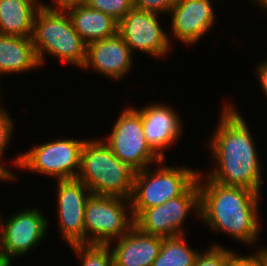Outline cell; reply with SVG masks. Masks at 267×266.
Segmentation results:
<instances>
[{"instance_id": "obj_1", "label": "cell", "mask_w": 267, "mask_h": 266, "mask_svg": "<svg viewBox=\"0 0 267 266\" xmlns=\"http://www.w3.org/2000/svg\"><path fill=\"white\" fill-rule=\"evenodd\" d=\"M232 106H223L219 125L208 143L218 165L206 178L260 193L262 171L257 148L243 116Z\"/></svg>"}, {"instance_id": "obj_2", "label": "cell", "mask_w": 267, "mask_h": 266, "mask_svg": "<svg viewBox=\"0 0 267 266\" xmlns=\"http://www.w3.org/2000/svg\"><path fill=\"white\" fill-rule=\"evenodd\" d=\"M201 177L199 172L200 219L212 231L226 232L242 243H254L260 230L257 220L260 193L244 187L221 185L208 178L203 185Z\"/></svg>"}, {"instance_id": "obj_3", "label": "cell", "mask_w": 267, "mask_h": 266, "mask_svg": "<svg viewBox=\"0 0 267 266\" xmlns=\"http://www.w3.org/2000/svg\"><path fill=\"white\" fill-rule=\"evenodd\" d=\"M32 40L40 66L47 53L63 62L83 68L87 43L75 31L64 8L43 4L35 14Z\"/></svg>"}, {"instance_id": "obj_4", "label": "cell", "mask_w": 267, "mask_h": 266, "mask_svg": "<svg viewBox=\"0 0 267 266\" xmlns=\"http://www.w3.org/2000/svg\"><path fill=\"white\" fill-rule=\"evenodd\" d=\"M135 172L114 155L104 139L85 141L77 179L92 194L130 199Z\"/></svg>"}, {"instance_id": "obj_5", "label": "cell", "mask_w": 267, "mask_h": 266, "mask_svg": "<svg viewBox=\"0 0 267 266\" xmlns=\"http://www.w3.org/2000/svg\"><path fill=\"white\" fill-rule=\"evenodd\" d=\"M164 161L163 159L158 162L159 168L153 172L154 174L148 167L135 172L129 211L133 219L144 209L161 205L180 196L197 179L198 171L185 166L182 168L162 166Z\"/></svg>"}, {"instance_id": "obj_6", "label": "cell", "mask_w": 267, "mask_h": 266, "mask_svg": "<svg viewBox=\"0 0 267 266\" xmlns=\"http://www.w3.org/2000/svg\"><path fill=\"white\" fill-rule=\"evenodd\" d=\"M129 206L127 198L91 194L84 212L85 244L110 245L125 235L134 226L133 217L125 213Z\"/></svg>"}, {"instance_id": "obj_7", "label": "cell", "mask_w": 267, "mask_h": 266, "mask_svg": "<svg viewBox=\"0 0 267 266\" xmlns=\"http://www.w3.org/2000/svg\"><path fill=\"white\" fill-rule=\"evenodd\" d=\"M86 140L57 139L31 148L15 159L17 167L54 176L58 180L76 179Z\"/></svg>"}, {"instance_id": "obj_8", "label": "cell", "mask_w": 267, "mask_h": 266, "mask_svg": "<svg viewBox=\"0 0 267 266\" xmlns=\"http://www.w3.org/2000/svg\"><path fill=\"white\" fill-rule=\"evenodd\" d=\"M105 143L121 162L135 171L149 167L154 161L158 163L163 160L148 144L141 113L132 107L119 115Z\"/></svg>"}, {"instance_id": "obj_9", "label": "cell", "mask_w": 267, "mask_h": 266, "mask_svg": "<svg viewBox=\"0 0 267 266\" xmlns=\"http://www.w3.org/2000/svg\"><path fill=\"white\" fill-rule=\"evenodd\" d=\"M191 209L196 211L198 217L200 216L198 179L180 196L167 200L161 205L144 209L134 219V225L145 234L162 238L177 237L184 235L181 227Z\"/></svg>"}, {"instance_id": "obj_10", "label": "cell", "mask_w": 267, "mask_h": 266, "mask_svg": "<svg viewBox=\"0 0 267 266\" xmlns=\"http://www.w3.org/2000/svg\"><path fill=\"white\" fill-rule=\"evenodd\" d=\"M47 221L37 208L17 212L4 224L0 217V253L11 262L12 257L23 256L44 237L48 227Z\"/></svg>"}, {"instance_id": "obj_11", "label": "cell", "mask_w": 267, "mask_h": 266, "mask_svg": "<svg viewBox=\"0 0 267 266\" xmlns=\"http://www.w3.org/2000/svg\"><path fill=\"white\" fill-rule=\"evenodd\" d=\"M157 13L132 8L118 22V33L132 50H141L149 55L164 56L171 44L168 34L159 25Z\"/></svg>"}, {"instance_id": "obj_12", "label": "cell", "mask_w": 267, "mask_h": 266, "mask_svg": "<svg viewBox=\"0 0 267 266\" xmlns=\"http://www.w3.org/2000/svg\"><path fill=\"white\" fill-rule=\"evenodd\" d=\"M57 185L60 232L69 246L85 244L84 212L86 202L92 193L77 178L58 180Z\"/></svg>"}, {"instance_id": "obj_13", "label": "cell", "mask_w": 267, "mask_h": 266, "mask_svg": "<svg viewBox=\"0 0 267 266\" xmlns=\"http://www.w3.org/2000/svg\"><path fill=\"white\" fill-rule=\"evenodd\" d=\"M211 0H176L170 9L173 35L182 43L194 44L215 22Z\"/></svg>"}, {"instance_id": "obj_14", "label": "cell", "mask_w": 267, "mask_h": 266, "mask_svg": "<svg viewBox=\"0 0 267 266\" xmlns=\"http://www.w3.org/2000/svg\"><path fill=\"white\" fill-rule=\"evenodd\" d=\"M132 52L124 38L117 32L112 37L87 44L83 68L93 67L100 75L121 79L132 67Z\"/></svg>"}, {"instance_id": "obj_15", "label": "cell", "mask_w": 267, "mask_h": 266, "mask_svg": "<svg viewBox=\"0 0 267 266\" xmlns=\"http://www.w3.org/2000/svg\"><path fill=\"white\" fill-rule=\"evenodd\" d=\"M142 116L144 135L151 148L165 159L164 150L175 143L181 135V119L175 110L162 104L137 109Z\"/></svg>"}, {"instance_id": "obj_16", "label": "cell", "mask_w": 267, "mask_h": 266, "mask_svg": "<svg viewBox=\"0 0 267 266\" xmlns=\"http://www.w3.org/2000/svg\"><path fill=\"white\" fill-rule=\"evenodd\" d=\"M112 249L114 266H152L163 238L141 232L135 225Z\"/></svg>"}, {"instance_id": "obj_17", "label": "cell", "mask_w": 267, "mask_h": 266, "mask_svg": "<svg viewBox=\"0 0 267 266\" xmlns=\"http://www.w3.org/2000/svg\"><path fill=\"white\" fill-rule=\"evenodd\" d=\"M64 9L75 31L87 44L112 37L118 32V22L115 19L86 3L69 5Z\"/></svg>"}, {"instance_id": "obj_18", "label": "cell", "mask_w": 267, "mask_h": 266, "mask_svg": "<svg viewBox=\"0 0 267 266\" xmlns=\"http://www.w3.org/2000/svg\"><path fill=\"white\" fill-rule=\"evenodd\" d=\"M37 0H0V34L32 37Z\"/></svg>"}, {"instance_id": "obj_19", "label": "cell", "mask_w": 267, "mask_h": 266, "mask_svg": "<svg viewBox=\"0 0 267 266\" xmlns=\"http://www.w3.org/2000/svg\"><path fill=\"white\" fill-rule=\"evenodd\" d=\"M39 66L32 37L0 34V74L26 72Z\"/></svg>"}, {"instance_id": "obj_20", "label": "cell", "mask_w": 267, "mask_h": 266, "mask_svg": "<svg viewBox=\"0 0 267 266\" xmlns=\"http://www.w3.org/2000/svg\"><path fill=\"white\" fill-rule=\"evenodd\" d=\"M198 252L185 243V236L163 238L152 266H193Z\"/></svg>"}, {"instance_id": "obj_21", "label": "cell", "mask_w": 267, "mask_h": 266, "mask_svg": "<svg viewBox=\"0 0 267 266\" xmlns=\"http://www.w3.org/2000/svg\"><path fill=\"white\" fill-rule=\"evenodd\" d=\"M70 246L82 261V266H114L109 245L73 244Z\"/></svg>"}, {"instance_id": "obj_22", "label": "cell", "mask_w": 267, "mask_h": 266, "mask_svg": "<svg viewBox=\"0 0 267 266\" xmlns=\"http://www.w3.org/2000/svg\"><path fill=\"white\" fill-rule=\"evenodd\" d=\"M88 6L111 16L117 22L133 8L132 0H87Z\"/></svg>"}, {"instance_id": "obj_23", "label": "cell", "mask_w": 267, "mask_h": 266, "mask_svg": "<svg viewBox=\"0 0 267 266\" xmlns=\"http://www.w3.org/2000/svg\"><path fill=\"white\" fill-rule=\"evenodd\" d=\"M233 252L216 244L203 254L198 252L193 266H228Z\"/></svg>"}, {"instance_id": "obj_24", "label": "cell", "mask_w": 267, "mask_h": 266, "mask_svg": "<svg viewBox=\"0 0 267 266\" xmlns=\"http://www.w3.org/2000/svg\"><path fill=\"white\" fill-rule=\"evenodd\" d=\"M175 2L176 0H132L134 8L157 14L170 13Z\"/></svg>"}, {"instance_id": "obj_25", "label": "cell", "mask_w": 267, "mask_h": 266, "mask_svg": "<svg viewBox=\"0 0 267 266\" xmlns=\"http://www.w3.org/2000/svg\"><path fill=\"white\" fill-rule=\"evenodd\" d=\"M234 254L231 257L228 266H267V248L257 250L254 255L238 256Z\"/></svg>"}, {"instance_id": "obj_26", "label": "cell", "mask_w": 267, "mask_h": 266, "mask_svg": "<svg viewBox=\"0 0 267 266\" xmlns=\"http://www.w3.org/2000/svg\"><path fill=\"white\" fill-rule=\"evenodd\" d=\"M9 115L5 110L0 111V159L1 156H4L5 147H7L13 132L14 123Z\"/></svg>"}, {"instance_id": "obj_27", "label": "cell", "mask_w": 267, "mask_h": 266, "mask_svg": "<svg viewBox=\"0 0 267 266\" xmlns=\"http://www.w3.org/2000/svg\"><path fill=\"white\" fill-rule=\"evenodd\" d=\"M257 67L258 68L256 71L258 75L257 77L260 81V86L267 96V61H263V63L261 62V64H259Z\"/></svg>"}, {"instance_id": "obj_28", "label": "cell", "mask_w": 267, "mask_h": 266, "mask_svg": "<svg viewBox=\"0 0 267 266\" xmlns=\"http://www.w3.org/2000/svg\"><path fill=\"white\" fill-rule=\"evenodd\" d=\"M87 0H53L52 2L55 3L54 8H65L69 5L85 3Z\"/></svg>"}, {"instance_id": "obj_29", "label": "cell", "mask_w": 267, "mask_h": 266, "mask_svg": "<svg viewBox=\"0 0 267 266\" xmlns=\"http://www.w3.org/2000/svg\"><path fill=\"white\" fill-rule=\"evenodd\" d=\"M0 161H2V159H0ZM14 173H11V171H9V169H6L4 166H2L1 162H0V179L1 180H11L12 178L14 179Z\"/></svg>"}, {"instance_id": "obj_30", "label": "cell", "mask_w": 267, "mask_h": 266, "mask_svg": "<svg viewBox=\"0 0 267 266\" xmlns=\"http://www.w3.org/2000/svg\"><path fill=\"white\" fill-rule=\"evenodd\" d=\"M12 262L5 257L2 253H0V266H11Z\"/></svg>"}, {"instance_id": "obj_31", "label": "cell", "mask_w": 267, "mask_h": 266, "mask_svg": "<svg viewBox=\"0 0 267 266\" xmlns=\"http://www.w3.org/2000/svg\"><path fill=\"white\" fill-rule=\"evenodd\" d=\"M259 5L262 6L263 9H267V0H263Z\"/></svg>"}, {"instance_id": "obj_32", "label": "cell", "mask_w": 267, "mask_h": 266, "mask_svg": "<svg viewBox=\"0 0 267 266\" xmlns=\"http://www.w3.org/2000/svg\"><path fill=\"white\" fill-rule=\"evenodd\" d=\"M254 2H257L258 4H260L263 0H253Z\"/></svg>"}]
</instances>
